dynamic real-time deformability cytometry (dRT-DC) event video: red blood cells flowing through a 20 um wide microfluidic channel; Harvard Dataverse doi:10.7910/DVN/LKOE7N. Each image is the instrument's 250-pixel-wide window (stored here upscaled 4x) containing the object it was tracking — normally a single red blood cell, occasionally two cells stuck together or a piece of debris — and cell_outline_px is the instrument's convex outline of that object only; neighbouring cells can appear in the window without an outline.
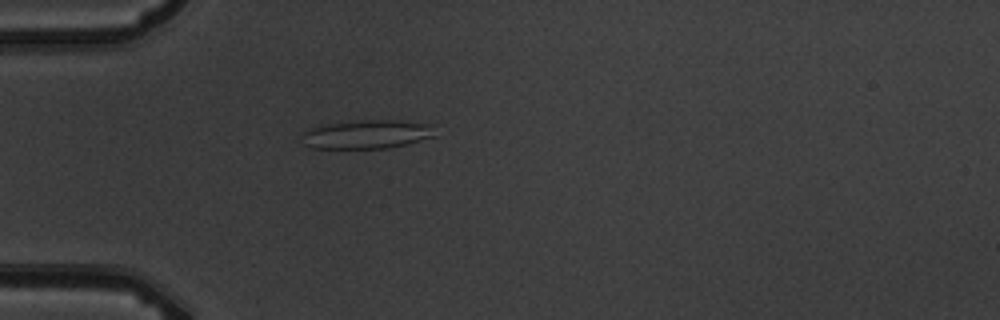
{"species": "common noctule bat (a hibernating species)", "species_latin": "Nyctalus noctula", "temperature_condition": "warm", "stored_images_in_passage": 4, "camera_frame_rate_fps": 3000, "um_per_image_px": 0.085, "animal": {"sex": "male", "body_mass_g": 19.5, "forearm_length_mm": 54.6}, "frame": {"image": 1, "passage_image": 4, "time_ms": 3.333, "image_size_px": [1000, 320], "cell_outline_px": [[436, 136], [408, 144], [388, 148], [312, 148], [304, 144], [300, 136], [300, 132], [324, 124], [364, 120], [400, 120], [436, 124]], "centroid_in_image_um": [31.25, 11.41], "position_along_channel_um": 53.8, "area_um2": 22.77}}